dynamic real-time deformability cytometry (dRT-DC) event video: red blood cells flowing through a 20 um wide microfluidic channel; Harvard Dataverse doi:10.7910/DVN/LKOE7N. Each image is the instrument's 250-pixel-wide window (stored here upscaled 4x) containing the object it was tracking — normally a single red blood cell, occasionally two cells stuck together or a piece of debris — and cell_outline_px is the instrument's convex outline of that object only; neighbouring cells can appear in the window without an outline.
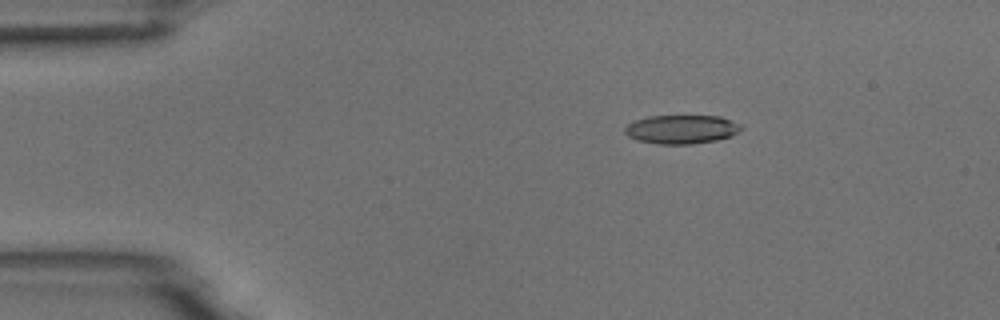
{"species": "common noctule bat (a hibernating species)", "species_latin": "Nyctalus noctula", "temperature_condition": "room temperature", "stored_images_in_passage": 2, "camera_frame_rate_fps": 3000, "um_per_image_px": 0.085, "animal": {"sex": "male", "body_mass_g": 18.8}, "frame": {"image": 1, "passage_image": 2, "time_ms": 1.0, "image_size_px": [1000, 320], "cell_outline_px": [[744, 128], [732, 136], [716, 140], [692, 144], [656, 144], [636, 140], [628, 136], [624, 132], [624, 128], [628, 124], [636, 120], [648, 116], [720, 116], [740, 124]], "centroid_in_image_um": [57.93, 11.0], "position_along_channel_um": 27.1, "area_um2": 19.59}}